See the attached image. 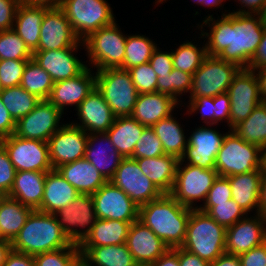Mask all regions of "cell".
<instances>
[{
	"label": "cell",
	"instance_id": "cell-1",
	"mask_svg": "<svg viewBox=\"0 0 266 266\" xmlns=\"http://www.w3.org/2000/svg\"><path fill=\"white\" fill-rule=\"evenodd\" d=\"M203 24L212 26L210 33H201L205 38L208 37L205 44L207 55L218 56L242 69H247L264 31L265 25L259 14L229 12L222 14L219 20L209 15Z\"/></svg>",
	"mask_w": 266,
	"mask_h": 266
},
{
	"label": "cell",
	"instance_id": "cell-2",
	"mask_svg": "<svg viewBox=\"0 0 266 266\" xmlns=\"http://www.w3.org/2000/svg\"><path fill=\"white\" fill-rule=\"evenodd\" d=\"M192 209L181 205L170 194L139 206L138 220L149 227L169 248L181 247Z\"/></svg>",
	"mask_w": 266,
	"mask_h": 266
},
{
	"label": "cell",
	"instance_id": "cell-3",
	"mask_svg": "<svg viewBox=\"0 0 266 266\" xmlns=\"http://www.w3.org/2000/svg\"><path fill=\"white\" fill-rule=\"evenodd\" d=\"M11 243L13 250L32 256L73 245L58 224L55 214L38 210L30 213Z\"/></svg>",
	"mask_w": 266,
	"mask_h": 266
},
{
	"label": "cell",
	"instance_id": "cell-4",
	"mask_svg": "<svg viewBox=\"0 0 266 266\" xmlns=\"http://www.w3.org/2000/svg\"><path fill=\"white\" fill-rule=\"evenodd\" d=\"M225 238L226 228L223 225L206 212L192 209L181 248L211 263L225 253Z\"/></svg>",
	"mask_w": 266,
	"mask_h": 266
},
{
	"label": "cell",
	"instance_id": "cell-5",
	"mask_svg": "<svg viewBox=\"0 0 266 266\" xmlns=\"http://www.w3.org/2000/svg\"><path fill=\"white\" fill-rule=\"evenodd\" d=\"M231 131V132H230ZM226 133L215 160L219 176H233L262 169L263 149L247 143L235 132Z\"/></svg>",
	"mask_w": 266,
	"mask_h": 266
},
{
	"label": "cell",
	"instance_id": "cell-6",
	"mask_svg": "<svg viewBox=\"0 0 266 266\" xmlns=\"http://www.w3.org/2000/svg\"><path fill=\"white\" fill-rule=\"evenodd\" d=\"M96 88L116 117L131 116L139 95L127 70L108 68L97 70Z\"/></svg>",
	"mask_w": 266,
	"mask_h": 266
},
{
	"label": "cell",
	"instance_id": "cell-7",
	"mask_svg": "<svg viewBox=\"0 0 266 266\" xmlns=\"http://www.w3.org/2000/svg\"><path fill=\"white\" fill-rule=\"evenodd\" d=\"M238 65L207 55L192 76L190 100L199 97H215L226 93L233 78L241 70Z\"/></svg>",
	"mask_w": 266,
	"mask_h": 266
},
{
	"label": "cell",
	"instance_id": "cell-8",
	"mask_svg": "<svg viewBox=\"0 0 266 266\" xmlns=\"http://www.w3.org/2000/svg\"><path fill=\"white\" fill-rule=\"evenodd\" d=\"M126 38L116 22L100 28L83 40L89 61L97 70L120 68L125 57Z\"/></svg>",
	"mask_w": 266,
	"mask_h": 266
},
{
	"label": "cell",
	"instance_id": "cell-9",
	"mask_svg": "<svg viewBox=\"0 0 266 266\" xmlns=\"http://www.w3.org/2000/svg\"><path fill=\"white\" fill-rule=\"evenodd\" d=\"M60 8L81 41L115 21L106 0H63Z\"/></svg>",
	"mask_w": 266,
	"mask_h": 266
},
{
	"label": "cell",
	"instance_id": "cell-10",
	"mask_svg": "<svg viewBox=\"0 0 266 266\" xmlns=\"http://www.w3.org/2000/svg\"><path fill=\"white\" fill-rule=\"evenodd\" d=\"M181 165L183 162L179 160L170 195L181 205L197 209L194 207V201L202 199L205 202L218 173L215 169H204L190 164H186L184 167Z\"/></svg>",
	"mask_w": 266,
	"mask_h": 266
},
{
	"label": "cell",
	"instance_id": "cell-11",
	"mask_svg": "<svg viewBox=\"0 0 266 266\" xmlns=\"http://www.w3.org/2000/svg\"><path fill=\"white\" fill-rule=\"evenodd\" d=\"M14 168L19 171L48 172L53 170L48 142L25 139L12 134L0 140Z\"/></svg>",
	"mask_w": 266,
	"mask_h": 266
},
{
	"label": "cell",
	"instance_id": "cell-12",
	"mask_svg": "<svg viewBox=\"0 0 266 266\" xmlns=\"http://www.w3.org/2000/svg\"><path fill=\"white\" fill-rule=\"evenodd\" d=\"M227 93L231 102L230 128L232 130L247 119L252 111L263 102L257 73L241 69L233 78Z\"/></svg>",
	"mask_w": 266,
	"mask_h": 266
},
{
	"label": "cell",
	"instance_id": "cell-13",
	"mask_svg": "<svg viewBox=\"0 0 266 266\" xmlns=\"http://www.w3.org/2000/svg\"><path fill=\"white\" fill-rule=\"evenodd\" d=\"M55 216L63 232L68 236L69 241L74 245L80 246L90 235V231L97 219L92 195L79 194L69 205L59 209ZM76 227H87V229L79 231Z\"/></svg>",
	"mask_w": 266,
	"mask_h": 266
},
{
	"label": "cell",
	"instance_id": "cell-14",
	"mask_svg": "<svg viewBox=\"0 0 266 266\" xmlns=\"http://www.w3.org/2000/svg\"><path fill=\"white\" fill-rule=\"evenodd\" d=\"M109 181L128 195L138 207L162 195L150 179L143 174L137 161L131 157L122 159Z\"/></svg>",
	"mask_w": 266,
	"mask_h": 266
},
{
	"label": "cell",
	"instance_id": "cell-15",
	"mask_svg": "<svg viewBox=\"0 0 266 266\" xmlns=\"http://www.w3.org/2000/svg\"><path fill=\"white\" fill-rule=\"evenodd\" d=\"M62 111L48 100H40L35 108L16 122L18 137L48 142L63 125H59ZM60 126V127H59Z\"/></svg>",
	"mask_w": 266,
	"mask_h": 266
},
{
	"label": "cell",
	"instance_id": "cell-16",
	"mask_svg": "<svg viewBox=\"0 0 266 266\" xmlns=\"http://www.w3.org/2000/svg\"><path fill=\"white\" fill-rule=\"evenodd\" d=\"M97 219L135 222L139 207L120 188L107 181L92 194Z\"/></svg>",
	"mask_w": 266,
	"mask_h": 266
},
{
	"label": "cell",
	"instance_id": "cell-17",
	"mask_svg": "<svg viewBox=\"0 0 266 266\" xmlns=\"http://www.w3.org/2000/svg\"><path fill=\"white\" fill-rule=\"evenodd\" d=\"M88 134L71 124L61 126L48 140L49 157L53 169L84 158Z\"/></svg>",
	"mask_w": 266,
	"mask_h": 266
},
{
	"label": "cell",
	"instance_id": "cell-18",
	"mask_svg": "<svg viewBox=\"0 0 266 266\" xmlns=\"http://www.w3.org/2000/svg\"><path fill=\"white\" fill-rule=\"evenodd\" d=\"M247 216L226 228L225 253L240 255L266 241V217Z\"/></svg>",
	"mask_w": 266,
	"mask_h": 266
},
{
	"label": "cell",
	"instance_id": "cell-19",
	"mask_svg": "<svg viewBox=\"0 0 266 266\" xmlns=\"http://www.w3.org/2000/svg\"><path fill=\"white\" fill-rule=\"evenodd\" d=\"M226 134H219L208 127H199L187 139L188 145L180 161L187 158L190 165L204 169H215L216 156L221 148Z\"/></svg>",
	"mask_w": 266,
	"mask_h": 266
},
{
	"label": "cell",
	"instance_id": "cell-20",
	"mask_svg": "<svg viewBox=\"0 0 266 266\" xmlns=\"http://www.w3.org/2000/svg\"><path fill=\"white\" fill-rule=\"evenodd\" d=\"M80 39L74 33L61 8H49L42 19L36 51L59 50L75 46Z\"/></svg>",
	"mask_w": 266,
	"mask_h": 266
},
{
	"label": "cell",
	"instance_id": "cell-21",
	"mask_svg": "<svg viewBox=\"0 0 266 266\" xmlns=\"http://www.w3.org/2000/svg\"><path fill=\"white\" fill-rule=\"evenodd\" d=\"M126 245L135 263L140 266H151L170 249L162 239L139 220L131 223Z\"/></svg>",
	"mask_w": 266,
	"mask_h": 266
},
{
	"label": "cell",
	"instance_id": "cell-22",
	"mask_svg": "<svg viewBox=\"0 0 266 266\" xmlns=\"http://www.w3.org/2000/svg\"><path fill=\"white\" fill-rule=\"evenodd\" d=\"M79 43L81 44L83 41L80 40L75 46L70 48L35 51L33 60L50 75L54 83L67 80L77 76L87 67L74 56V52L80 46Z\"/></svg>",
	"mask_w": 266,
	"mask_h": 266
},
{
	"label": "cell",
	"instance_id": "cell-23",
	"mask_svg": "<svg viewBox=\"0 0 266 266\" xmlns=\"http://www.w3.org/2000/svg\"><path fill=\"white\" fill-rule=\"evenodd\" d=\"M90 69L86 67L75 77L55 82L47 100L63 113L67 105L78 107L96 87V75Z\"/></svg>",
	"mask_w": 266,
	"mask_h": 266
},
{
	"label": "cell",
	"instance_id": "cell-24",
	"mask_svg": "<svg viewBox=\"0 0 266 266\" xmlns=\"http://www.w3.org/2000/svg\"><path fill=\"white\" fill-rule=\"evenodd\" d=\"M76 111L82 124H73L89 134L106 133L116 118L102 93L96 87L81 102Z\"/></svg>",
	"mask_w": 266,
	"mask_h": 266
},
{
	"label": "cell",
	"instance_id": "cell-25",
	"mask_svg": "<svg viewBox=\"0 0 266 266\" xmlns=\"http://www.w3.org/2000/svg\"><path fill=\"white\" fill-rule=\"evenodd\" d=\"M103 141L104 146L101 147ZM97 142H99L100 146L95 148V143ZM84 158L88 160L107 181L114 176L116 169L123 159L106 133H88Z\"/></svg>",
	"mask_w": 266,
	"mask_h": 266
},
{
	"label": "cell",
	"instance_id": "cell-26",
	"mask_svg": "<svg viewBox=\"0 0 266 266\" xmlns=\"http://www.w3.org/2000/svg\"><path fill=\"white\" fill-rule=\"evenodd\" d=\"M176 105H179V101L167 94H139L131 116L145 127H152L161 119L170 116Z\"/></svg>",
	"mask_w": 266,
	"mask_h": 266
},
{
	"label": "cell",
	"instance_id": "cell-27",
	"mask_svg": "<svg viewBox=\"0 0 266 266\" xmlns=\"http://www.w3.org/2000/svg\"><path fill=\"white\" fill-rule=\"evenodd\" d=\"M57 170L80 194L92 195L107 182L85 158L63 164Z\"/></svg>",
	"mask_w": 266,
	"mask_h": 266
},
{
	"label": "cell",
	"instance_id": "cell-28",
	"mask_svg": "<svg viewBox=\"0 0 266 266\" xmlns=\"http://www.w3.org/2000/svg\"><path fill=\"white\" fill-rule=\"evenodd\" d=\"M79 194L57 169H53L46 174L43 199L37 210L55 214L59 209L69 205Z\"/></svg>",
	"mask_w": 266,
	"mask_h": 266
},
{
	"label": "cell",
	"instance_id": "cell-29",
	"mask_svg": "<svg viewBox=\"0 0 266 266\" xmlns=\"http://www.w3.org/2000/svg\"><path fill=\"white\" fill-rule=\"evenodd\" d=\"M143 174L150 179L162 194H170L176 176L179 159L165 154L154 158L135 159Z\"/></svg>",
	"mask_w": 266,
	"mask_h": 266
},
{
	"label": "cell",
	"instance_id": "cell-30",
	"mask_svg": "<svg viewBox=\"0 0 266 266\" xmlns=\"http://www.w3.org/2000/svg\"><path fill=\"white\" fill-rule=\"evenodd\" d=\"M46 174L47 172L39 171L16 172L8 196L33 210H37L42 203Z\"/></svg>",
	"mask_w": 266,
	"mask_h": 266
},
{
	"label": "cell",
	"instance_id": "cell-31",
	"mask_svg": "<svg viewBox=\"0 0 266 266\" xmlns=\"http://www.w3.org/2000/svg\"><path fill=\"white\" fill-rule=\"evenodd\" d=\"M49 7L19 4L15 13L13 30L34 53L38 49L42 19Z\"/></svg>",
	"mask_w": 266,
	"mask_h": 266
},
{
	"label": "cell",
	"instance_id": "cell-32",
	"mask_svg": "<svg viewBox=\"0 0 266 266\" xmlns=\"http://www.w3.org/2000/svg\"><path fill=\"white\" fill-rule=\"evenodd\" d=\"M263 171L258 169L243 174L228 176L230 182L232 200L238 204L247 214L252 209L259 213L260 184Z\"/></svg>",
	"mask_w": 266,
	"mask_h": 266
},
{
	"label": "cell",
	"instance_id": "cell-33",
	"mask_svg": "<svg viewBox=\"0 0 266 266\" xmlns=\"http://www.w3.org/2000/svg\"><path fill=\"white\" fill-rule=\"evenodd\" d=\"M79 250L81 261L86 266H134L136 264L126 244L79 246Z\"/></svg>",
	"mask_w": 266,
	"mask_h": 266
},
{
	"label": "cell",
	"instance_id": "cell-34",
	"mask_svg": "<svg viewBox=\"0 0 266 266\" xmlns=\"http://www.w3.org/2000/svg\"><path fill=\"white\" fill-rule=\"evenodd\" d=\"M145 128L132 116H119L106 134L122 157L128 158L133 156L135 144Z\"/></svg>",
	"mask_w": 266,
	"mask_h": 266
},
{
	"label": "cell",
	"instance_id": "cell-35",
	"mask_svg": "<svg viewBox=\"0 0 266 266\" xmlns=\"http://www.w3.org/2000/svg\"><path fill=\"white\" fill-rule=\"evenodd\" d=\"M32 208L8 195L0 197V234L3 239L13 241L24 226Z\"/></svg>",
	"mask_w": 266,
	"mask_h": 266
},
{
	"label": "cell",
	"instance_id": "cell-36",
	"mask_svg": "<svg viewBox=\"0 0 266 266\" xmlns=\"http://www.w3.org/2000/svg\"><path fill=\"white\" fill-rule=\"evenodd\" d=\"M131 223L121 220L96 219L90 235L80 246L126 244Z\"/></svg>",
	"mask_w": 266,
	"mask_h": 266
},
{
	"label": "cell",
	"instance_id": "cell-37",
	"mask_svg": "<svg viewBox=\"0 0 266 266\" xmlns=\"http://www.w3.org/2000/svg\"><path fill=\"white\" fill-rule=\"evenodd\" d=\"M152 129L161 141L165 154L176 156L180 160L188 145V141L185 139L184 130L172 114L161 119L152 126Z\"/></svg>",
	"mask_w": 266,
	"mask_h": 266
},
{
	"label": "cell",
	"instance_id": "cell-38",
	"mask_svg": "<svg viewBox=\"0 0 266 266\" xmlns=\"http://www.w3.org/2000/svg\"><path fill=\"white\" fill-rule=\"evenodd\" d=\"M239 137L266 149V102L259 104L247 119L236 125L233 129Z\"/></svg>",
	"mask_w": 266,
	"mask_h": 266
},
{
	"label": "cell",
	"instance_id": "cell-39",
	"mask_svg": "<svg viewBox=\"0 0 266 266\" xmlns=\"http://www.w3.org/2000/svg\"><path fill=\"white\" fill-rule=\"evenodd\" d=\"M0 97L15 122L30 113L40 101L20 85L3 88L0 91Z\"/></svg>",
	"mask_w": 266,
	"mask_h": 266
},
{
	"label": "cell",
	"instance_id": "cell-40",
	"mask_svg": "<svg viewBox=\"0 0 266 266\" xmlns=\"http://www.w3.org/2000/svg\"><path fill=\"white\" fill-rule=\"evenodd\" d=\"M53 80L33 58L25 66L20 86L40 100H47L50 96Z\"/></svg>",
	"mask_w": 266,
	"mask_h": 266
},
{
	"label": "cell",
	"instance_id": "cell-41",
	"mask_svg": "<svg viewBox=\"0 0 266 266\" xmlns=\"http://www.w3.org/2000/svg\"><path fill=\"white\" fill-rule=\"evenodd\" d=\"M156 44L151 39L141 35H130L126 38L125 57L121 69L130 68L148 63Z\"/></svg>",
	"mask_w": 266,
	"mask_h": 266
},
{
	"label": "cell",
	"instance_id": "cell-42",
	"mask_svg": "<svg viewBox=\"0 0 266 266\" xmlns=\"http://www.w3.org/2000/svg\"><path fill=\"white\" fill-rule=\"evenodd\" d=\"M171 54L174 68L193 75L207 56V51L206 46L197 48L192 42H185Z\"/></svg>",
	"mask_w": 266,
	"mask_h": 266
},
{
	"label": "cell",
	"instance_id": "cell-43",
	"mask_svg": "<svg viewBox=\"0 0 266 266\" xmlns=\"http://www.w3.org/2000/svg\"><path fill=\"white\" fill-rule=\"evenodd\" d=\"M33 53L13 30L0 31V60H31Z\"/></svg>",
	"mask_w": 266,
	"mask_h": 266
},
{
	"label": "cell",
	"instance_id": "cell-44",
	"mask_svg": "<svg viewBox=\"0 0 266 266\" xmlns=\"http://www.w3.org/2000/svg\"><path fill=\"white\" fill-rule=\"evenodd\" d=\"M192 76L173 68L170 74L157 76V92L170 95L178 101L177 96L190 91Z\"/></svg>",
	"mask_w": 266,
	"mask_h": 266
},
{
	"label": "cell",
	"instance_id": "cell-45",
	"mask_svg": "<svg viewBox=\"0 0 266 266\" xmlns=\"http://www.w3.org/2000/svg\"><path fill=\"white\" fill-rule=\"evenodd\" d=\"M33 257L36 266H76L81 261L79 246L74 244L71 247L39 253Z\"/></svg>",
	"mask_w": 266,
	"mask_h": 266
},
{
	"label": "cell",
	"instance_id": "cell-46",
	"mask_svg": "<svg viewBox=\"0 0 266 266\" xmlns=\"http://www.w3.org/2000/svg\"><path fill=\"white\" fill-rule=\"evenodd\" d=\"M165 155L162 143L152 127H146L139 140L135 144L133 159L154 158Z\"/></svg>",
	"mask_w": 266,
	"mask_h": 266
},
{
	"label": "cell",
	"instance_id": "cell-47",
	"mask_svg": "<svg viewBox=\"0 0 266 266\" xmlns=\"http://www.w3.org/2000/svg\"><path fill=\"white\" fill-rule=\"evenodd\" d=\"M127 71L139 94L157 92V75L149 62Z\"/></svg>",
	"mask_w": 266,
	"mask_h": 266
},
{
	"label": "cell",
	"instance_id": "cell-48",
	"mask_svg": "<svg viewBox=\"0 0 266 266\" xmlns=\"http://www.w3.org/2000/svg\"><path fill=\"white\" fill-rule=\"evenodd\" d=\"M207 214L225 228L235 224L238 220L242 219L245 214L247 215V213L232 199L227 202L217 203Z\"/></svg>",
	"mask_w": 266,
	"mask_h": 266
},
{
	"label": "cell",
	"instance_id": "cell-49",
	"mask_svg": "<svg viewBox=\"0 0 266 266\" xmlns=\"http://www.w3.org/2000/svg\"><path fill=\"white\" fill-rule=\"evenodd\" d=\"M231 199L232 192L228 178L218 175L208 192L205 202H203V207L202 205L197 206V209L207 213L217 203L227 202Z\"/></svg>",
	"mask_w": 266,
	"mask_h": 266
},
{
	"label": "cell",
	"instance_id": "cell-50",
	"mask_svg": "<svg viewBox=\"0 0 266 266\" xmlns=\"http://www.w3.org/2000/svg\"><path fill=\"white\" fill-rule=\"evenodd\" d=\"M29 60H0L1 88L19 86Z\"/></svg>",
	"mask_w": 266,
	"mask_h": 266
},
{
	"label": "cell",
	"instance_id": "cell-51",
	"mask_svg": "<svg viewBox=\"0 0 266 266\" xmlns=\"http://www.w3.org/2000/svg\"><path fill=\"white\" fill-rule=\"evenodd\" d=\"M16 172L4 146L0 143V195H9Z\"/></svg>",
	"mask_w": 266,
	"mask_h": 266
},
{
	"label": "cell",
	"instance_id": "cell-52",
	"mask_svg": "<svg viewBox=\"0 0 266 266\" xmlns=\"http://www.w3.org/2000/svg\"><path fill=\"white\" fill-rule=\"evenodd\" d=\"M189 106L188 108L190 109V114L193 112L195 113L196 111H200L201 117L203 118L204 122L207 125H213L214 124V103H213V97H199L195 98L194 100H189ZM210 119V120H209ZM211 122V123H210ZM209 123V124H208Z\"/></svg>",
	"mask_w": 266,
	"mask_h": 266
},
{
	"label": "cell",
	"instance_id": "cell-53",
	"mask_svg": "<svg viewBox=\"0 0 266 266\" xmlns=\"http://www.w3.org/2000/svg\"><path fill=\"white\" fill-rule=\"evenodd\" d=\"M159 48H155L152 56L149 60L150 65L155 71L157 76L170 74L173 67L171 52L158 51Z\"/></svg>",
	"mask_w": 266,
	"mask_h": 266
},
{
	"label": "cell",
	"instance_id": "cell-54",
	"mask_svg": "<svg viewBox=\"0 0 266 266\" xmlns=\"http://www.w3.org/2000/svg\"><path fill=\"white\" fill-rule=\"evenodd\" d=\"M18 0H0V31L13 28Z\"/></svg>",
	"mask_w": 266,
	"mask_h": 266
},
{
	"label": "cell",
	"instance_id": "cell-55",
	"mask_svg": "<svg viewBox=\"0 0 266 266\" xmlns=\"http://www.w3.org/2000/svg\"><path fill=\"white\" fill-rule=\"evenodd\" d=\"M241 266H266V241L239 255Z\"/></svg>",
	"mask_w": 266,
	"mask_h": 266
},
{
	"label": "cell",
	"instance_id": "cell-56",
	"mask_svg": "<svg viewBox=\"0 0 266 266\" xmlns=\"http://www.w3.org/2000/svg\"><path fill=\"white\" fill-rule=\"evenodd\" d=\"M214 103V124L218 123L220 120H227L230 127V97L229 94L223 93L213 97Z\"/></svg>",
	"mask_w": 266,
	"mask_h": 266
},
{
	"label": "cell",
	"instance_id": "cell-57",
	"mask_svg": "<svg viewBox=\"0 0 266 266\" xmlns=\"http://www.w3.org/2000/svg\"><path fill=\"white\" fill-rule=\"evenodd\" d=\"M266 66V25L262 34L261 42L258 45L251 61L247 66V70L255 71Z\"/></svg>",
	"mask_w": 266,
	"mask_h": 266
},
{
	"label": "cell",
	"instance_id": "cell-58",
	"mask_svg": "<svg viewBox=\"0 0 266 266\" xmlns=\"http://www.w3.org/2000/svg\"><path fill=\"white\" fill-rule=\"evenodd\" d=\"M16 122L5 108L0 97V140L11 136L15 132Z\"/></svg>",
	"mask_w": 266,
	"mask_h": 266
},
{
	"label": "cell",
	"instance_id": "cell-59",
	"mask_svg": "<svg viewBox=\"0 0 266 266\" xmlns=\"http://www.w3.org/2000/svg\"><path fill=\"white\" fill-rule=\"evenodd\" d=\"M3 266H36L35 260L32 255L17 252L12 249V251L7 256L6 261Z\"/></svg>",
	"mask_w": 266,
	"mask_h": 266
},
{
	"label": "cell",
	"instance_id": "cell-60",
	"mask_svg": "<svg viewBox=\"0 0 266 266\" xmlns=\"http://www.w3.org/2000/svg\"><path fill=\"white\" fill-rule=\"evenodd\" d=\"M179 266H209V263L196 254L178 247Z\"/></svg>",
	"mask_w": 266,
	"mask_h": 266
},
{
	"label": "cell",
	"instance_id": "cell-61",
	"mask_svg": "<svg viewBox=\"0 0 266 266\" xmlns=\"http://www.w3.org/2000/svg\"><path fill=\"white\" fill-rule=\"evenodd\" d=\"M151 266H179L178 247L170 248L159 257Z\"/></svg>",
	"mask_w": 266,
	"mask_h": 266
},
{
	"label": "cell",
	"instance_id": "cell-62",
	"mask_svg": "<svg viewBox=\"0 0 266 266\" xmlns=\"http://www.w3.org/2000/svg\"><path fill=\"white\" fill-rule=\"evenodd\" d=\"M242 8L243 7H246L248 8L247 11L246 9L245 10H239V11H236L235 13H238V14H259L266 2V0H239Z\"/></svg>",
	"mask_w": 266,
	"mask_h": 266
},
{
	"label": "cell",
	"instance_id": "cell-63",
	"mask_svg": "<svg viewBox=\"0 0 266 266\" xmlns=\"http://www.w3.org/2000/svg\"><path fill=\"white\" fill-rule=\"evenodd\" d=\"M209 266H241V260L239 255L224 253L213 262L209 263Z\"/></svg>",
	"mask_w": 266,
	"mask_h": 266
},
{
	"label": "cell",
	"instance_id": "cell-64",
	"mask_svg": "<svg viewBox=\"0 0 266 266\" xmlns=\"http://www.w3.org/2000/svg\"><path fill=\"white\" fill-rule=\"evenodd\" d=\"M18 2L22 5L60 8L63 0H18Z\"/></svg>",
	"mask_w": 266,
	"mask_h": 266
},
{
	"label": "cell",
	"instance_id": "cell-65",
	"mask_svg": "<svg viewBox=\"0 0 266 266\" xmlns=\"http://www.w3.org/2000/svg\"><path fill=\"white\" fill-rule=\"evenodd\" d=\"M259 213L266 217V176L261 177L260 196H259Z\"/></svg>",
	"mask_w": 266,
	"mask_h": 266
},
{
	"label": "cell",
	"instance_id": "cell-66",
	"mask_svg": "<svg viewBox=\"0 0 266 266\" xmlns=\"http://www.w3.org/2000/svg\"><path fill=\"white\" fill-rule=\"evenodd\" d=\"M258 71L257 77L259 80L260 95L263 101H266V66L255 70Z\"/></svg>",
	"mask_w": 266,
	"mask_h": 266
},
{
	"label": "cell",
	"instance_id": "cell-67",
	"mask_svg": "<svg viewBox=\"0 0 266 266\" xmlns=\"http://www.w3.org/2000/svg\"><path fill=\"white\" fill-rule=\"evenodd\" d=\"M12 251V243L9 240H0V266H3L7 256Z\"/></svg>",
	"mask_w": 266,
	"mask_h": 266
},
{
	"label": "cell",
	"instance_id": "cell-68",
	"mask_svg": "<svg viewBox=\"0 0 266 266\" xmlns=\"http://www.w3.org/2000/svg\"><path fill=\"white\" fill-rule=\"evenodd\" d=\"M194 2L199 3L200 5H206L208 7H213V6H220V4L223 2V0H193Z\"/></svg>",
	"mask_w": 266,
	"mask_h": 266
},
{
	"label": "cell",
	"instance_id": "cell-69",
	"mask_svg": "<svg viewBox=\"0 0 266 266\" xmlns=\"http://www.w3.org/2000/svg\"><path fill=\"white\" fill-rule=\"evenodd\" d=\"M262 171H263L262 176H266V149L263 150L262 154Z\"/></svg>",
	"mask_w": 266,
	"mask_h": 266
},
{
	"label": "cell",
	"instance_id": "cell-70",
	"mask_svg": "<svg viewBox=\"0 0 266 266\" xmlns=\"http://www.w3.org/2000/svg\"><path fill=\"white\" fill-rule=\"evenodd\" d=\"M259 16L261 18V21L263 22L264 25H266V2L261 10V12L259 13Z\"/></svg>",
	"mask_w": 266,
	"mask_h": 266
},
{
	"label": "cell",
	"instance_id": "cell-71",
	"mask_svg": "<svg viewBox=\"0 0 266 266\" xmlns=\"http://www.w3.org/2000/svg\"><path fill=\"white\" fill-rule=\"evenodd\" d=\"M76 266H86L82 261H80Z\"/></svg>",
	"mask_w": 266,
	"mask_h": 266
},
{
	"label": "cell",
	"instance_id": "cell-72",
	"mask_svg": "<svg viewBox=\"0 0 266 266\" xmlns=\"http://www.w3.org/2000/svg\"><path fill=\"white\" fill-rule=\"evenodd\" d=\"M163 1H164V0H157L158 3H160V2L162 3Z\"/></svg>",
	"mask_w": 266,
	"mask_h": 266
},
{
	"label": "cell",
	"instance_id": "cell-73",
	"mask_svg": "<svg viewBox=\"0 0 266 266\" xmlns=\"http://www.w3.org/2000/svg\"><path fill=\"white\" fill-rule=\"evenodd\" d=\"M0 240H6V239H3V237H2L1 234H0Z\"/></svg>",
	"mask_w": 266,
	"mask_h": 266
}]
</instances>
